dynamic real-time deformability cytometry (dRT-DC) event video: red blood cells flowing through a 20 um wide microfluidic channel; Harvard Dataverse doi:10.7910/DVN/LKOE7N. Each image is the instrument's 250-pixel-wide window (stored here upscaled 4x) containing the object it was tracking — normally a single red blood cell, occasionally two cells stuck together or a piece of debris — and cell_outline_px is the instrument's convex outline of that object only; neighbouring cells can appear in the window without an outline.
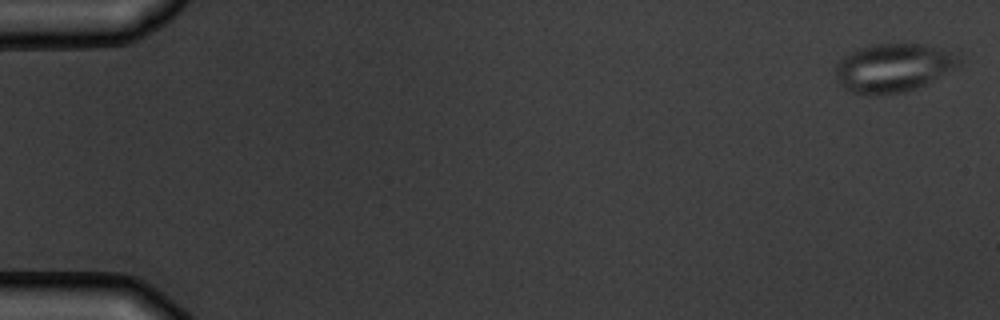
{"species": "common noctule bat (a hibernating species)", "species_latin": "Nyctalus noctula", "temperature_condition": "warm", "stored_images_in_passage": 5, "camera_frame_rate_fps": 3000, "um_per_image_px": 0.085, "animal": {"sex": "male", "body_mass_g": 19.5, "forearm_length_mm": 54.6}, "frame": {"image": 1, "passage_image": 1, "time_ms": 0.0, "image_size_px": [1000, 320], "cell_outline_px": [[960, 64], [956, 68], [916, 88], [904, 92], [880, 96], [868, 96], [848, 92], [836, 80], [836, 64], [844, 56], [860, 48], [872, 44], [920, 44], [952, 52], [960, 60]], "centroid_in_image_um": [75.87, 5.8], "position_along_channel_um": 9.1, "area_um2": 34.85}}